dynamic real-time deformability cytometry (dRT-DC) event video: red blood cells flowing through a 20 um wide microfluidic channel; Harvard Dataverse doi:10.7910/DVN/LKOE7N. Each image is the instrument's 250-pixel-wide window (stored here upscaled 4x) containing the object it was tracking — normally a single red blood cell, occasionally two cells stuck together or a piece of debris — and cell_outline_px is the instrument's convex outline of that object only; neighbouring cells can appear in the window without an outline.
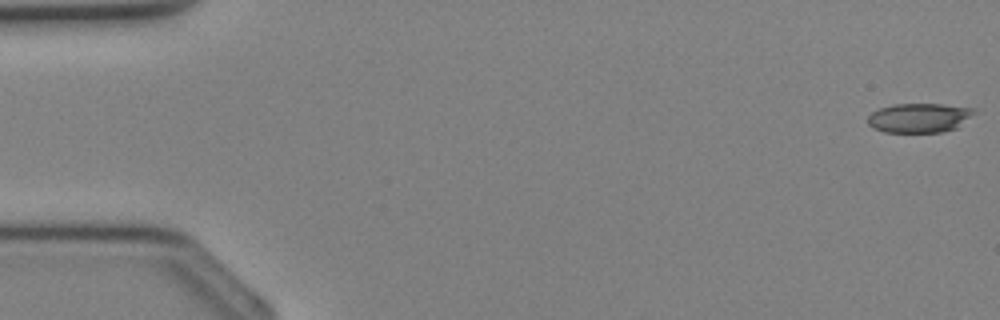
{"species": "Egyptian fruit bat (a non-hibernating species)", "species_latin": "Rousettus aegyptiacus", "temperature_condition": "cold", "stored_images_in_passage": 11, "camera_frame_rate_fps": 3000, "um_per_image_px": 0.085, "animal": {"sex": "female"}, "frame": {"image": 1, "passage_image": 1, "time_ms": 0.0, "image_size_px": [1000, 320], "cell_outline_px": [[976, 112], [956, 128], [940, 132], [884, 132], [872, 128], [868, 124], [868, 116], [872, 112], [880, 108], [892, 104], [944, 104], [972, 108]], "centroid_in_image_um": [78.1, 10.01], "position_along_channel_um": 6.9, "area_um2": 18.15}}